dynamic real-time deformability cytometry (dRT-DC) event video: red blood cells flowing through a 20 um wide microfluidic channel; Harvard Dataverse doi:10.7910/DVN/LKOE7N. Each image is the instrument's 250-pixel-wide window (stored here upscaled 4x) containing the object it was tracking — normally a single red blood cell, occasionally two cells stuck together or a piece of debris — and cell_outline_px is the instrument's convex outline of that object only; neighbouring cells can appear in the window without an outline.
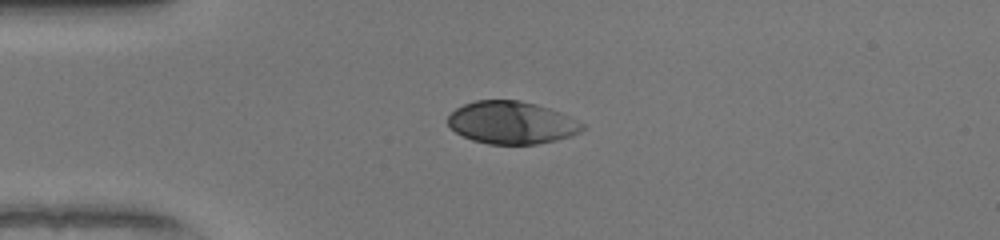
{"species": "human", "species_latin": "Homo sapiens", "temperature_condition": "warm", "stored_images_in_passage": 39, "camera_frame_rate_fps": 3000, "um_per_image_px": 0.085, "donor": {"sex": "female"}, "frame": {"image": 1, "passage_image": 1, "time_ms": 0.0, "image_size_px": [1000, 240], "cell_outline_px": [[584, 128], [580, 132], [572, 136], [556, 140], [536, 144], [488, 144], [472, 140], [456, 132], [448, 124], [448, 116], [456, 108], [464, 104], [476, 100], [520, 100], [536, 104], [560, 112], [584, 124]], "centroid_in_image_um": [43.49, 10.42], "position_along_channel_um": 41.5, "area_um2": 33.23}}
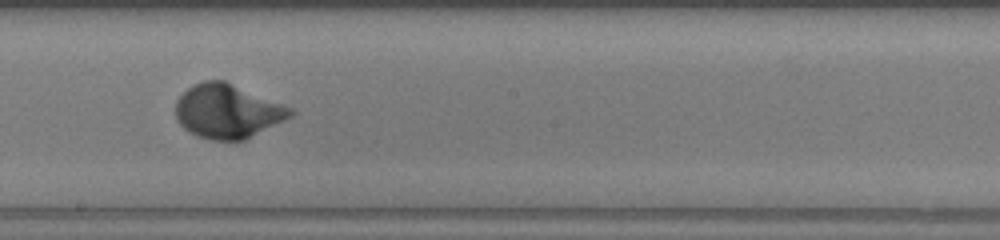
{"frame": {"image": 2, "passage_image": 17, "time_ms": 5.333, "image_size_px": [1000, 240], "cell_outline_px": [[296, 112], [292, 116], [244, 140], [212, 140], [196, 136], [188, 132], [180, 124], [176, 116], [176, 100], [188, 88], [204, 80], [224, 80], [292, 108]], "centroid_in_image_um": [19.32, 9.46], "position_along_channel_um": 228.9, "area_um2": 35.84}}
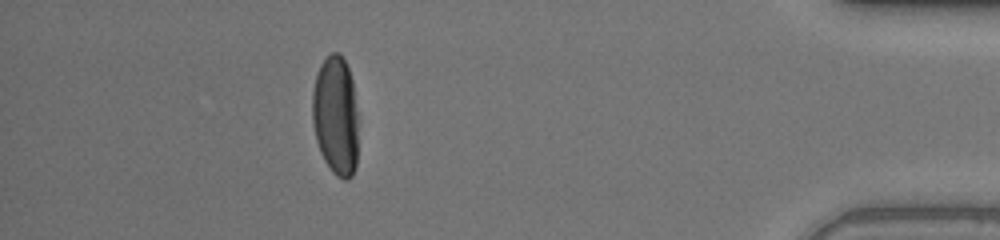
{"frame": {"image": 3, "passage_image": 34, "time_ms": 11.0, "image_size_px": [1000, 240], "cell_outline_px": [[356, 168], [352, 176], [348, 180], [344, 180], [336, 176], [332, 172], [324, 160], [320, 152], [316, 140], [312, 124], [312, 92], [316, 72], [320, 64], [332, 52], [340, 52], [348, 68], [352, 80], [356, 112]], "centroid_in_image_um": [28.5, 9.84], "position_along_channel_um": 406.7, "area_um2": 32.02}, "authors_computed_cell_mechanics": {"area_um2": 34.1598, "velocity_mm_per_s": 4.0399, "shape_relaxation_time_tau1_ms": 2.2608, "shape_relaxation_time_tau2_ms": null, "deformation_change_tau1": 0.1778, "deformation_change_tau2": null}}